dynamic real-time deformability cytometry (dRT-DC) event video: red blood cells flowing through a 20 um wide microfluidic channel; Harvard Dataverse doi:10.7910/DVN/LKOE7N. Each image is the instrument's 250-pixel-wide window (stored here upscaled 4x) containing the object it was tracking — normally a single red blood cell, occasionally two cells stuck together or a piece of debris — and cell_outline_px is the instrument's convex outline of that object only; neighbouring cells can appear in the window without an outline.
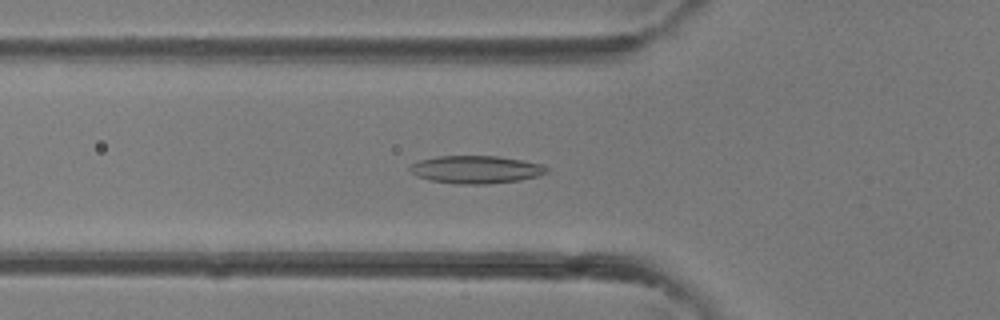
{"species": "common noctule bat (a hibernating species)", "species_latin": "Nyctalus noctula", "temperature_condition": "room temperature", "stored_images_in_passage": 40, "camera_frame_rate_fps": 3000, "um_per_image_px": 0.085, "animal": {"sex": "female"}, "frame": {"image": 1, "passage_image": 14, "time_ms": 4.333, "image_size_px": [1000, 320], "cell_outline_px": [[548, 172], [540, 176], [520, 180], [488, 184], [456, 184], [432, 180], [416, 176], [408, 168], [412, 164], [420, 160], [436, 156], [500, 156], [524, 160], [540, 164], [548, 168]], "centroid_in_image_um": [40.49, 14.41], "position_along_channel_um": 85.3, "area_um2": 22.2}}
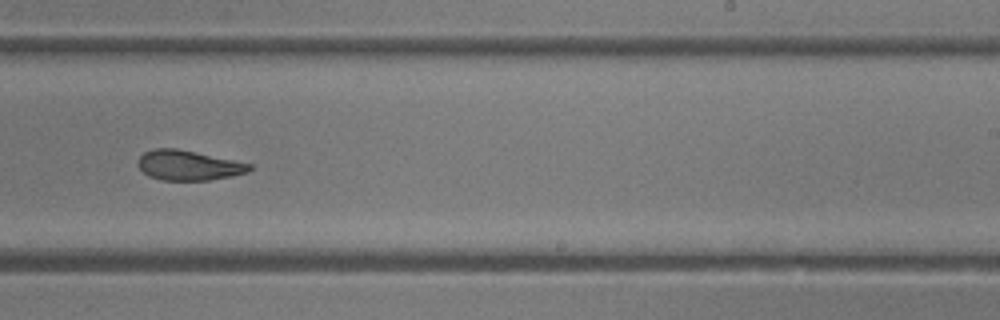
{"frame": {"image": 2, "passage_image": 25, "time_ms": 8.0, "image_size_px": [1000, 320], "cell_outline_px": [[252, 168], [248, 172], [232, 176], [208, 180], [164, 180], [148, 176], [136, 164], [136, 160], [144, 152], [152, 148], [176, 148], [196, 152], [252, 164]], "centroid_in_image_um": [15.99, 14.04], "position_along_channel_um": 273.0, "area_um2": 19.48}}
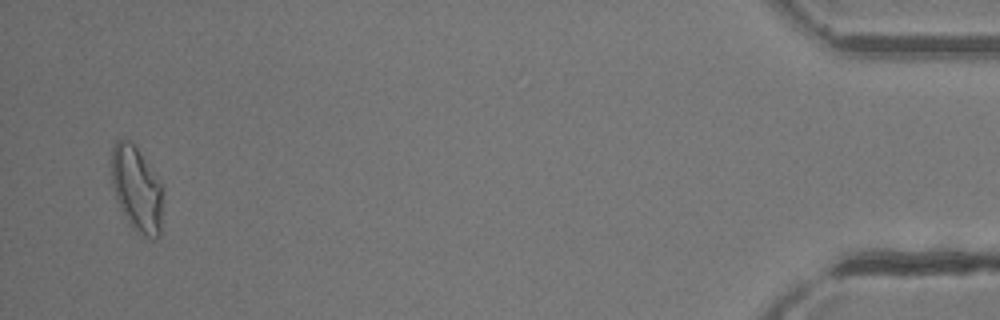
{"frame": {"image": 3, "passage_image": 39, "time_ms": 12.667, "image_size_px": [1000, 320], "cell_outline_px": [[160, 236], [156, 240], [152, 240], [140, 236], [132, 228], [116, 196], [112, 184], [112, 148], [116, 140], [132, 140], [160, 184]], "centroid_in_image_um": [11.6, 16.09], "position_along_channel_um": 423.6, "area_um2": 24.74}}